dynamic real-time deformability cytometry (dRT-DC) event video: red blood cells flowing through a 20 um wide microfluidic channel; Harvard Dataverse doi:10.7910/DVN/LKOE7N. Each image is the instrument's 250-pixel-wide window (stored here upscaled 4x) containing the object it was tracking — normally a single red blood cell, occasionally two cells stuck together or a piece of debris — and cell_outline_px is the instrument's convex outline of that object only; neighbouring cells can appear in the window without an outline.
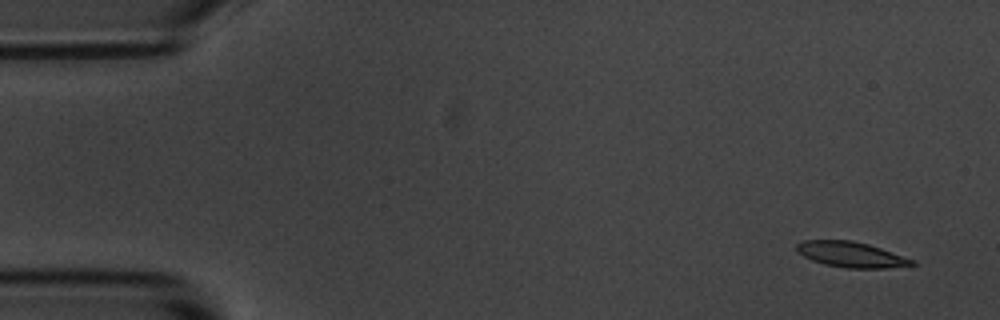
{"species": "common noctule bat (a hibernating species)", "species_latin": "Nyctalus noctula", "temperature_condition": "room temperature", "stored_images_in_passage": 7, "camera_frame_rate_fps": 3000, "um_per_image_px": 0.085, "animal": {"sex": "male", "body_mass_g": 20.1, "forearm_length_mm": 53.5}, "frame": {"image": 1, "passage_image": 1, "time_ms": 0.0, "image_size_px": [1000, 320], "cell_outline_px": [[920, 264], [888, 268], [848, 268], [824, 264], [812, 260], [804, 256], [796, 248], [796, 244], [804, 240], [852, 240], [868, 244], [916, 260]], "centroid_in_image_um": [72.4, 21.64], "position_along_channel_um": 12.6, "area_um2": 17.11}}
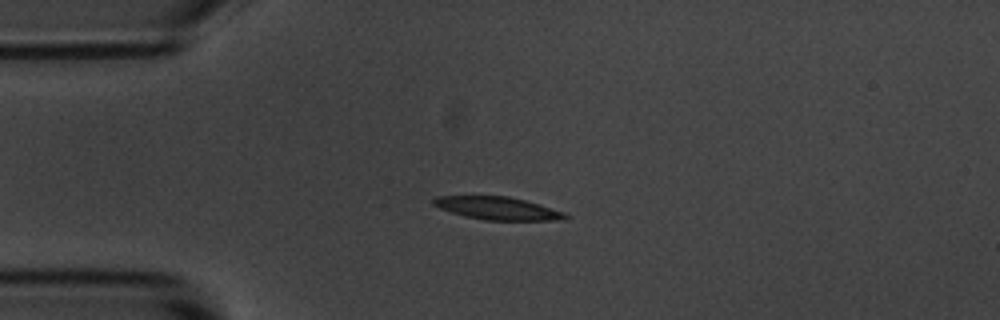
{"frame": {"image": 2, "passage_image": 4, "time_ms": 3.333, "image_size_px": [1000, 320], "cell_outline_px": [[568, 216], [564, 220], [484, 220], [464, 216], [440, 208], [432, 204], [432, 200], [436, 196], [508, 196], [540, 204], [564, 212]], "centroid_in_image_um": [42.29, 17.7], "position_along_channel_um": 42.7, "area_um2": 17.46}}
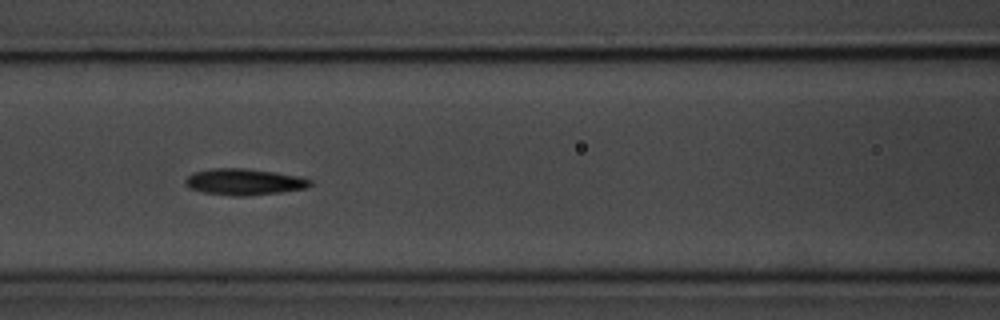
{"frame": {"image": 3, "passage_image": 7, "time_ms": 6.667, "image_size_px": [1000, 320], "cell_outline_px": [[312, 184], [308, 188], [280, 192], [244, 196], [232, 196], [204, 192], [188, 188], [184, 180], [192, 172], [212, 168], [244, 168], [276, 172], [296, 176], [312, 180]], "centroid_in_image_um": [20.73, 15.45], "position_along_channel_um": 145.9, "area_um2": 19.19}}